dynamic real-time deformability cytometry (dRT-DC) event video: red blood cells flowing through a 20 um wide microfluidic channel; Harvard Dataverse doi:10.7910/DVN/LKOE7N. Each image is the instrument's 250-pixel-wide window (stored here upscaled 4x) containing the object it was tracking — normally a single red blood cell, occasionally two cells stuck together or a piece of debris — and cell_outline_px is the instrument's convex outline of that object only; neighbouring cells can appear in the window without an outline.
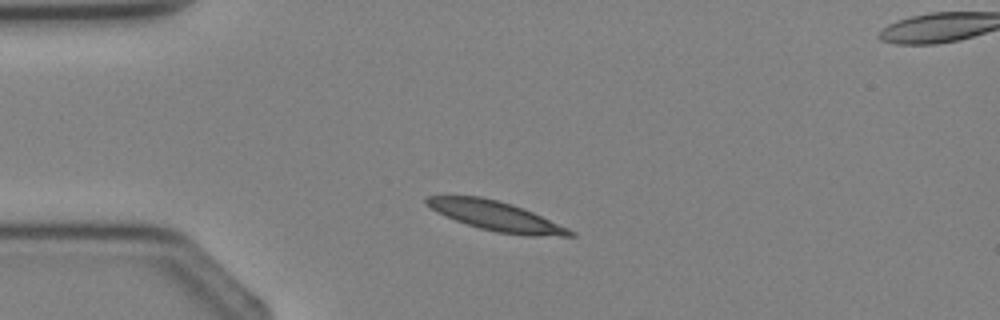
{"species": "Egyptian fruit bat (a non-hibernating species)", "species_latin": "Rousettus aegyptiacus", "temperature_condition": "cold", "stored_images_in_passage": 2, "camera_frame_rate_fps": 3000, "um_per_image_px": 0.085, "animal": {"sex": "female"}, "frame": {"image": 1, "passage_image": 1, "time_ms": 0.0, "image_size_px": [1000, 320], "cell_outline_px": [[576, 236], [528, 236], [496, 232], [480, 228], [456, 220], [432, 208], [424, 200], [424, 196], [480, 196], [512, 204], [524, 208], [568, 228], [576, 232]], "centroid_in_image_um": [42.23, 18.37], "position_along_channel_um": 42.8, "area_um2": 24.28}}